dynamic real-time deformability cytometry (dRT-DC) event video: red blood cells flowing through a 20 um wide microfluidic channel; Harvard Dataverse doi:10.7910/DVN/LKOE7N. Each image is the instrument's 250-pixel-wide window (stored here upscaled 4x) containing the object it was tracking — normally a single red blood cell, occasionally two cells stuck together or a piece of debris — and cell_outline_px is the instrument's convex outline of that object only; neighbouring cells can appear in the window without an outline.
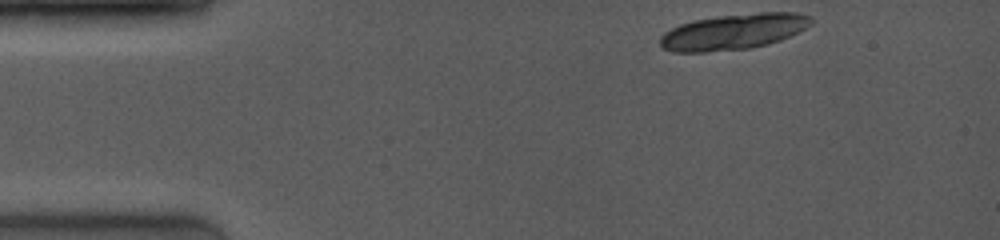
{"species": "common noctule bat (a hibernating species)", "species_latin": "Nyctalus noctula", "temperature_condition": "room temperature", "stored_images_in_passage": 2, "camera_frame_rate_fps": 4000, "um_per_image_px": 0.085, "animal": {"sex": "female", "body_mass_g": 19.0, "forearm_length_mm": 53.3}, "frame": {"image": 1, "passage_image": 1, "time_ms": 0.0, "image_size_px": [1000, 240], "cell_outline_px": [[812, 24], [780, 40], [768, 44], [752, 48], [708, 52], [672, 52], [660, 48], [660, 36], [664, 32], [680, 24], [692, 20], [720, 16], [760, 12], [796, 12], [812, 16]], "centroid_in_image_um": [62.31, 2.7], "position_along_channel_um": 22.7, "area_um2": 31.56}}